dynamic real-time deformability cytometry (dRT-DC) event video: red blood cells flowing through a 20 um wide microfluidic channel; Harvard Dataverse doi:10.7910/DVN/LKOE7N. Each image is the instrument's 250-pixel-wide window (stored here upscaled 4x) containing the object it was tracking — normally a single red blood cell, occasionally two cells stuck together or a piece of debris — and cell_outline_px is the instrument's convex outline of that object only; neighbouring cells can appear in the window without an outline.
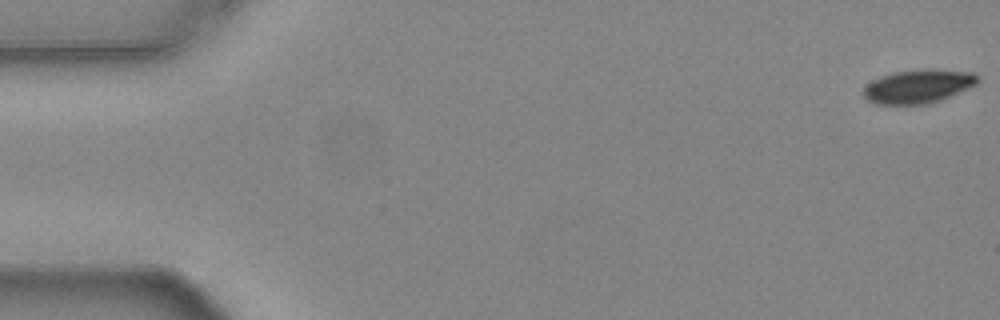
{"species": "common noctule bat (a hibernating species)", "species_latin": "Nyctalus noctula", "temperature_condition": "warm", "stored_images_in_passage": 55, "camera_frame_rate_fps": 3000, "um_per_image_px": 0.085, "animal": {"sex": "female", "body_mass_g": 24.6, "forearm_length_mm": 56.2}, "frame": {"image": 1, "passage_image": 1, "time_ms": 0.0, "image_size_px": [1000, 320], "cell_outline_px": [[980, 80], [976, 84], [968, 88], [940, 100], [928, 104], [876, 104], [868, 100], [864, 96], [864, 88], [872, 80], [896, 72], [972, 72], [980, 76]], "centroid_in_image_um": [78.03, 7.4], "position_along_channel_um": 7.0, "area_um2": 21.15}}
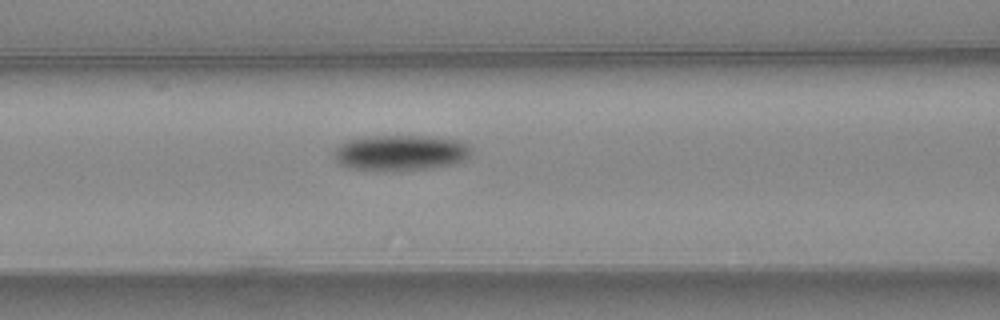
{"frame": {"image": 2, "passage_image": 23, "time_ms": 7.333, "image_size_px": [1000, 320], "cell_outline_px": [[472, 148], [468, 156], [464, 160], [452, 164], [396, 172], [384, 172], [348, 168], [340, 164], [332, 156], [336, 148], [340, 144], [348, 140], [368, 136], [428, 136], [456, 140], [468, 144]], "centroid_in_image_um": [33.99, 13.0], "position_along_channel_um": 132.6, "area_um2": 28.78}}
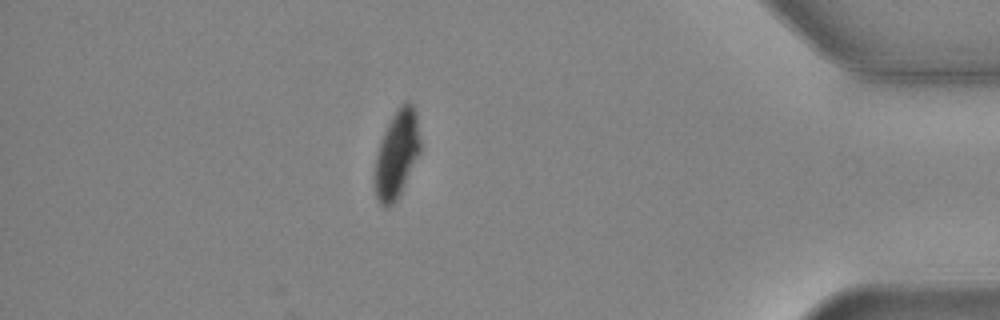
{"frame": {"image": 3, "passage_image": 48, "time_ms": 15.667, "image_size_px": [1000, 320], "cell_outline_px": [[420, 152], [396, 200], [392, 204], [384, 208], [380, 204], [376, 196], [376, 156], [384, 132], [396, 108], [404, 100], [408, 100], [412, 104], [416, 112], [420, 140]], "centroid_in_image_um": [33.75, 13.04], "position_along_channel_um": 401.5, "area_um2": 22.66}, "authors_computed_cell_mechanics": {"area_um2": 25.432, "velocity_mm_per_s": 3.7547, "shape_relaxation_time_tau1_ms": 3.1585, "shape_relaxation_time_tau2_ms": null, "deformation_change_tau1": 0.1133, "deformation_change_tau2": null}}